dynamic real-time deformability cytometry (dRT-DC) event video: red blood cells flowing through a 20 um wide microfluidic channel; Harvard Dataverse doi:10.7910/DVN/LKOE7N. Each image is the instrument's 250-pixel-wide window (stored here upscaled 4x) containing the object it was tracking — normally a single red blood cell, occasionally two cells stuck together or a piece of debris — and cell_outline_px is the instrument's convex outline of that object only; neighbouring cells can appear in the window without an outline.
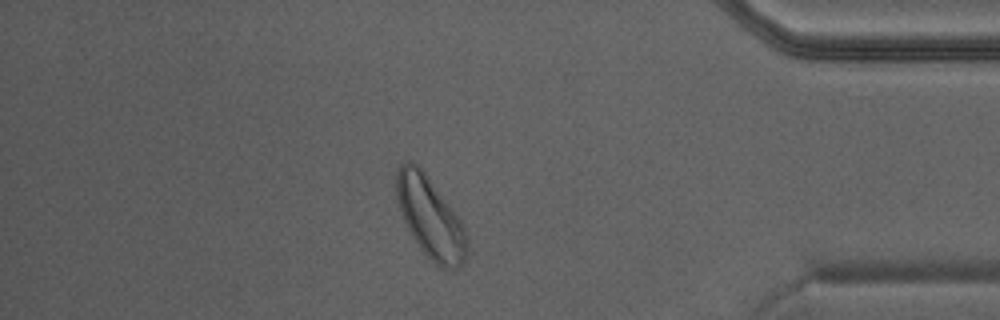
{"species": "Egyptian fruit bat (a non-hibernating species)", "species_latin": "Rousettus aegyptiacus", "temperature_condition": "warm", "stored_images_in_passage": 38, "camera_frame_rate_fps": 3000, "um_per_image_px": 0.085, "animal": {"sex": "male"}, "frame": {"image": 1, "passage_image": 33, "time_ms": 10.667, "image_size_px": [1000, 320], "cell_outline_px": [[468, 256], [464, 264], [456, 268], [444, 268], [436, 264], [420, 248], [412, 236], [404, 220], [396, 196], [396, 168], [400, 164], [408, 160], [412, 160], [424, 172], [464, 224], [468, 232]], "centroid_in_image_um": [36.61, 18.5], "position_along_channel_um": 398.6, "area_um2": 33.29}}